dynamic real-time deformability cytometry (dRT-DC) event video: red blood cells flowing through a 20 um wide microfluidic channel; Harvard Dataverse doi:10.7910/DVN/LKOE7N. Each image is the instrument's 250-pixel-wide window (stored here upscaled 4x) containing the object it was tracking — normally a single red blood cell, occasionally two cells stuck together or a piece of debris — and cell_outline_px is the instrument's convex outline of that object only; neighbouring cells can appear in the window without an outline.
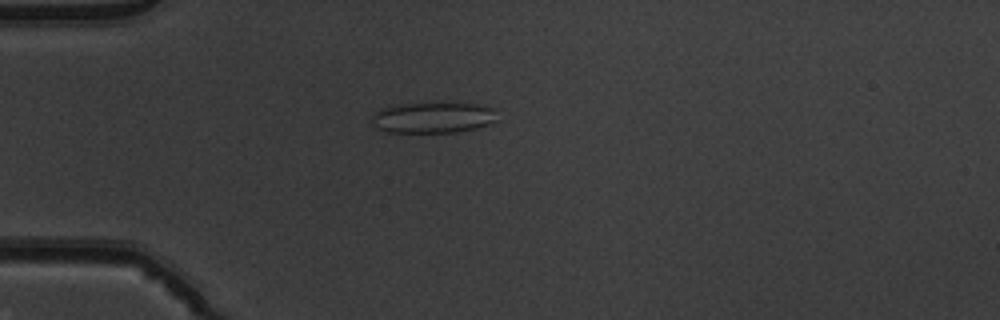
{"species": "common noctule bat (a hibernating species)", "species_latin": "Nyctalus noctula", "temperature_condition": "warm", "stored_images_in_passage": 31, "camera_frame_rate_fps": 3000, "um_per_image_px": 0.085, "animal": {"sex": "male", "body_mass_g": 19.5, "forearm_length_mm": 54.6}, "frame": {"image": 1, "passage_image": 1, "time_ms": 0.0, "image_size_px": [1000, 320], "cell_outline_px": [[496, 120], [488, 124], [476, 128], [456, 132], [388, 132], [372, 124], [372, 116], [380, 108], [392, 104], [456, 100], [496, 108]], "centroid_in_image_um": [36.84, 9.93], "position_along_channel_um": 48.2, "area_um2": 23.52}}
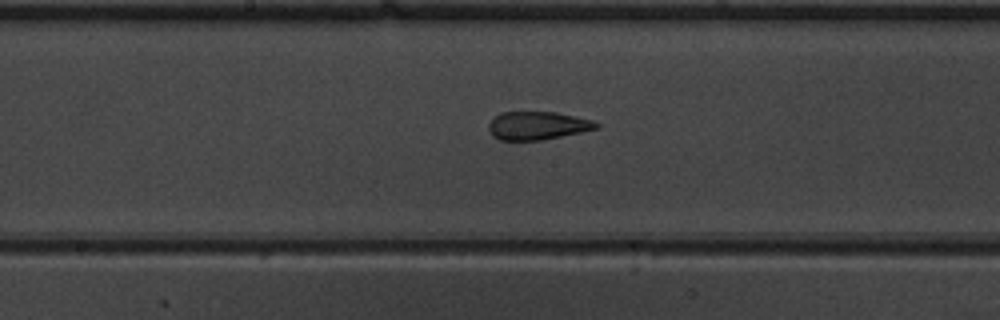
{"frame": {"image": 2, "passage_image": 14, "time_ms": 4.333, "image_size_px": [1000, 320], "cell_outline_px": [[600, 128], [540, 140], [500, 140], [492, 136], [488, 128], [488, 124], [500, 112], [556, 112], [592, 120], [600, 124]], "centroid_in_image_um": [45.68, 10.67], "position_along_channel_um": 202.5, "area_um2": 17.57}}
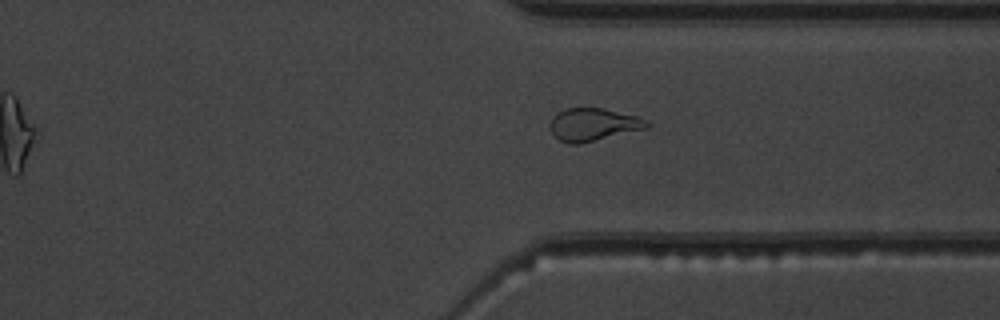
{"frame": {"image": 3, "passage_image": 26, "time_ms": 8.333, "image_size_px": [1000, 320], "cell_outline_px": [[652, 124], [648, 128], [580, 144], [568, 144], [560, 140], [552, 132], [552, 116], [556, 112], [564, 108], [604, 108], [636, 116], [648, 120]], "centroid_in_image_um": [50.47, 10.58], "position_along_channel_um": 360.9, "area_um2": 18.5}, "authors_computed_cell_mechanics": {"area_um2": 18.3226, "velocity_mm_per_s": 3.9711, "shape_relaxation_time_tau1_ms": null, "shape_relaxation_time_tau2_ms": 1.2285, "deformation_change_tau1": null, "deformation_change_tau2": 0.1048}}